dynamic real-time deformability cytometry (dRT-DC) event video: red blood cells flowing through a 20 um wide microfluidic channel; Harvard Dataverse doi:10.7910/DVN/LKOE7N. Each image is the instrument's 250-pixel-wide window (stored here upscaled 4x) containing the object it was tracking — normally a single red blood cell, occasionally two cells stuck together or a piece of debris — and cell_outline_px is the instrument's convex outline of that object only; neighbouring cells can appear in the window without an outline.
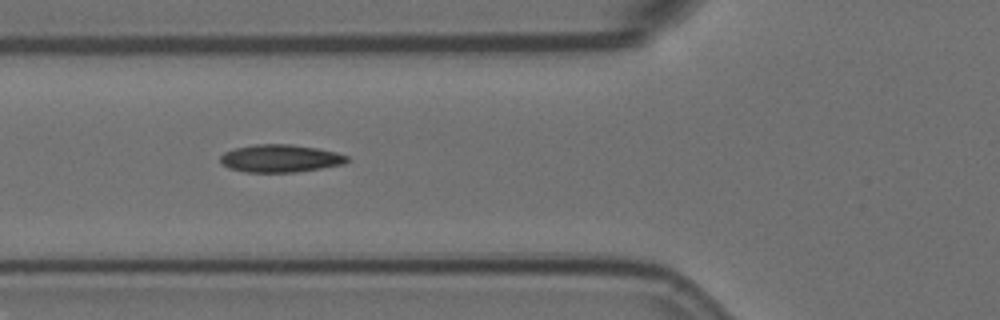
{"species": "Egyptian fruit bat (a non-hibernating species)", "species_latin": "Rousettus aegyptiacus", "temperature_condition": "room temperature", "stored_images_in_passage": 12, "camera_frame_rate_fps": 3000, "um_per_image_px": 0.085, "animal": {"sex": "female"}, "frame": {"image": 1, "passage_image": 5, "time_ms": 1.333, "image_size_px": [1000, 320], "cell_outline_px": [[348, 160], [344, 164], [296, 172], [244, 172], [228, 168], [220, 160], [220, 156], [224, 152], [236, 148], [256, 144], [292, 144], [316, 148], [336, 152], [348, 156]], "centroid_in_image_um": [23.82, 13.46], "position_along_channel_um": 102.0, "area_um2": 20.35}}
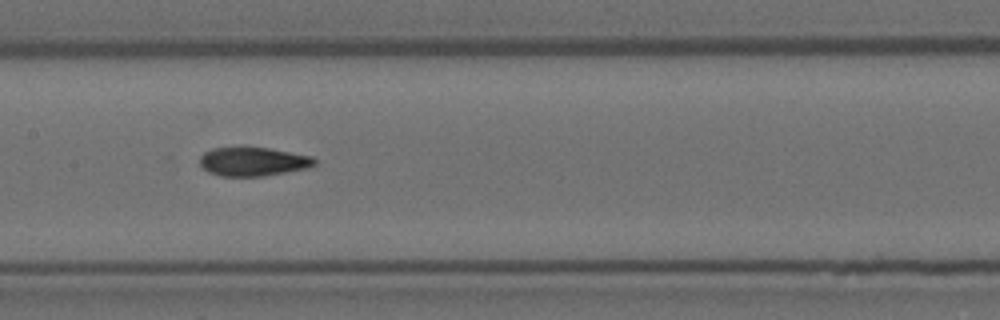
{"frame": {"image": 2, "passage_image": 7, "time_ms": 2.0, "image_size_px": [1000, 320], "cell_outline_px": [[316, 164], [308, 168], [264, 176], [220, 176], [208, 172], [200, 164], [200, 156], [204, 152], [212, 148], [268, 148], [312, 156], [316, 160]], "centroid_in_image_um": [21.51, 13.74], "position_along_channel_um": 185.9, "area_um2": 19.13}}
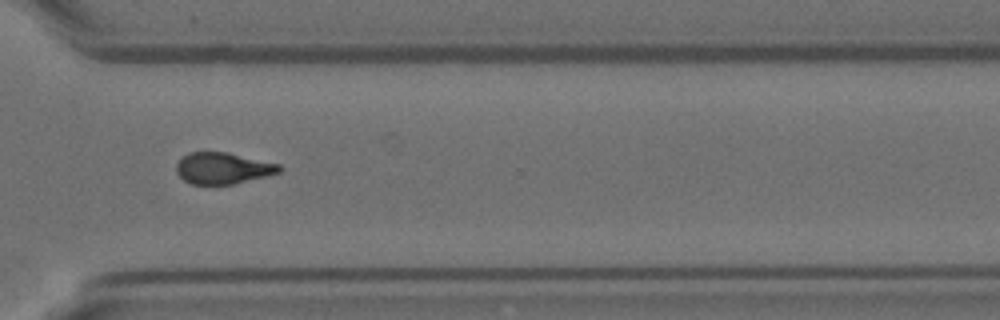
{"frame": {"image": 3, "passage_image": 11, "time_ms": 3.333, "image_size_px": [1000, 320], "cell_outline_px": [[284, 168], [280, 172], [268, 176], [232, 184], [192, 184], [184, 180], [176, 172], [176, 164], [188, 152], [228, 152], [280, 164]], "centroid_in_image_um": [18.98, 14.29], "position_along_channel_um": 351.6, "area_um2": 18.9}}